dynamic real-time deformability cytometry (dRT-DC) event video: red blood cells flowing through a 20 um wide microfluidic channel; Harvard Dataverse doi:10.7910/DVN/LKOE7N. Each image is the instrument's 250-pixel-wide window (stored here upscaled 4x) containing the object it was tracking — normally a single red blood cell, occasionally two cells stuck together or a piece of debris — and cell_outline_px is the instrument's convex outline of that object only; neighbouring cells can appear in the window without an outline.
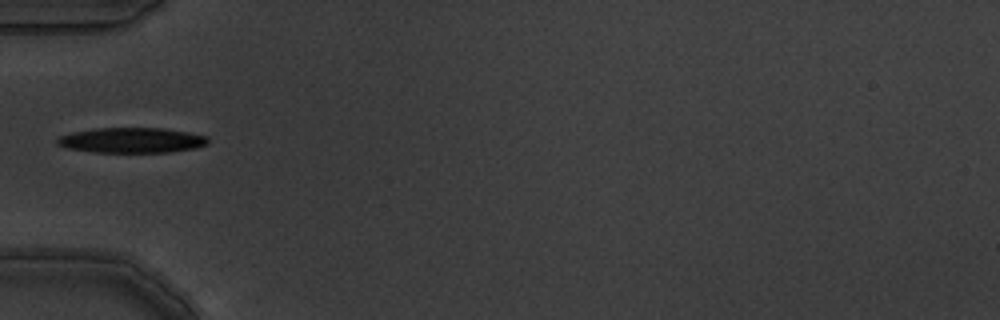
{"species": "common noctule bat (a hibernating species)", "species_latin": "Nyctalus noctula", "temperature_condition": "warm", "stored_images_in_passage": 5, "camera_frame_rate_fps": 3000, "um_per_image_px": 0.085, "animal": {"sex": "male", "body_mass_g": 19.5, "forearm_length_mm": 54.6}, "frame": {"image": 1, "passage_image": 5, "time_ms": 1.333, "image_size_px": [1000, 320], "cell_outline_px": [[208, 144], [196, 148], [168, 152], [96, 152], [68, 148], [56, 144], [56, 140], [60, 136], [72, 132], [96, 128], [164, 128], [208, 136]], "centroid_in_image_um": [11.21, 11.92], "position_along_channel_um": 73.8, "area_um2": 22.08}}